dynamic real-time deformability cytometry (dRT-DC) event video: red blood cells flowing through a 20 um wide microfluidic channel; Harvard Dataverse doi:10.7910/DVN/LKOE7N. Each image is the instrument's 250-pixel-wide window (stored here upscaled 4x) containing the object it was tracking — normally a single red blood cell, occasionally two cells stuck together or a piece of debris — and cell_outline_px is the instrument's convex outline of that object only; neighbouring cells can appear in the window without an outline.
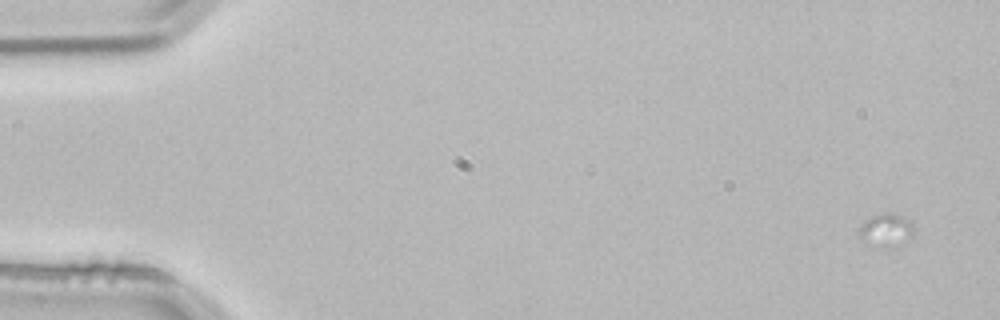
{"species": "common noctule bat (a hibernating species)", "species_latin": "Nyctalus noctula", "temperature_condition": "room temperature", "stored_images_in_passage": 3, "camera_frame_rate_fps": 3000, "um_per_image_px": 0.085, "animal": {"sex": "male", "body_mass_g": 21.5, "forearm_length_mm": 52.0}, "frame": {"image": 1, "passage_image": 1, "time_ms": 0.0, "image_size_px": [1000, 320], "cell_outline_px": [[916, 228], [912, 236], [904, 244], [896, 248], [892, 248], [864, 244], [860, 236], [860, 224], [864, 220], [872, 216], [884, 212], [904, 216], [912, 220]], "centroid_in_image_um": [75.38, 19.57], "position_along_channel_um": 9.6, "area_um2": 11.1}}